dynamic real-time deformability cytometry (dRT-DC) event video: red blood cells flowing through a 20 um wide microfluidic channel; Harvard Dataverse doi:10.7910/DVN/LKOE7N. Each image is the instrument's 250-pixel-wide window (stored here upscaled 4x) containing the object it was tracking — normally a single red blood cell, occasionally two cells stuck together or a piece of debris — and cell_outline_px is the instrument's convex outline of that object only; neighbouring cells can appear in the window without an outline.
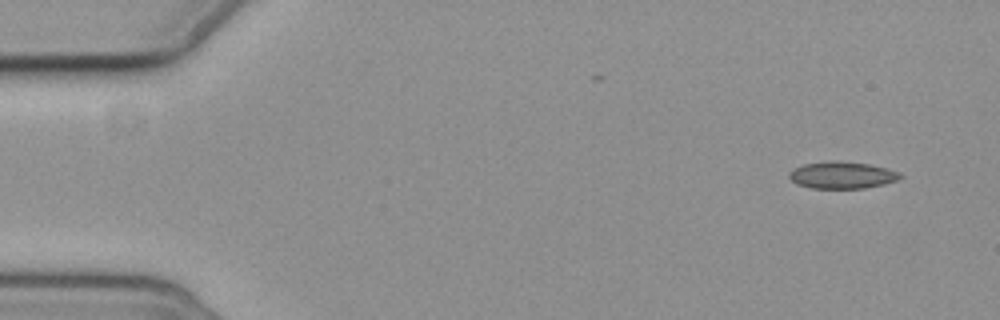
{"species": "common noctule bat (a hibernating species)", "species_latin": "Nyctalus noctula", "temperature_condition": "cold", "stored_images_in_passage": 8, "camera_frame_rate_fps": 3000, "um_per_image_px": 0.085, "animal": {"sex": "female", "body_mass_g": 19.3, "forearm_length_mm": 54.1}, "frame": {"image": 1, "passage_image": 1, "time_ms": 0.0, "image_size_px": [1000, 320], "cell_outline_px": [[904, 176], [896, 180], [884, 184], [864, 188], [812, 188], [796, 184], [788, 176], [788, 172], [792, 168], [804, 164], [832, 160], [836, 160], [868, 164], [900, 172]], "centroid_in_image_um": [71.54, 14.88], "position_along_channel_um": 13.5, "area_um2": 17.46}}
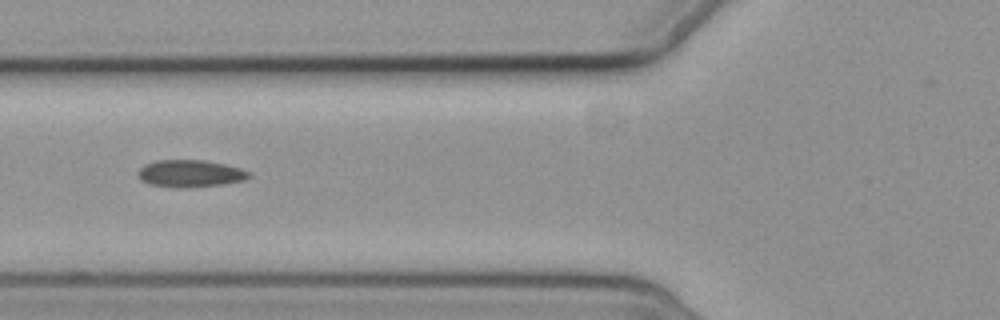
{"frame": {"image": 2, "passage_image": 6, "time_ms": 6.0, "image_size_px": [1000, 320], "cell_outline_px": [[252, 176], [244, 180], [224, 184], [184, 188], [180, 188], [148, 184], [140, 180], [136, 172], [144, 164], [156, 160], [204, 160], [224, 164], [240, 168], [252, 172]], "centroid_in_image_um": [16.16, 14.75], "position_along_channel_um": 109.6, "area_um2": 17.8}}
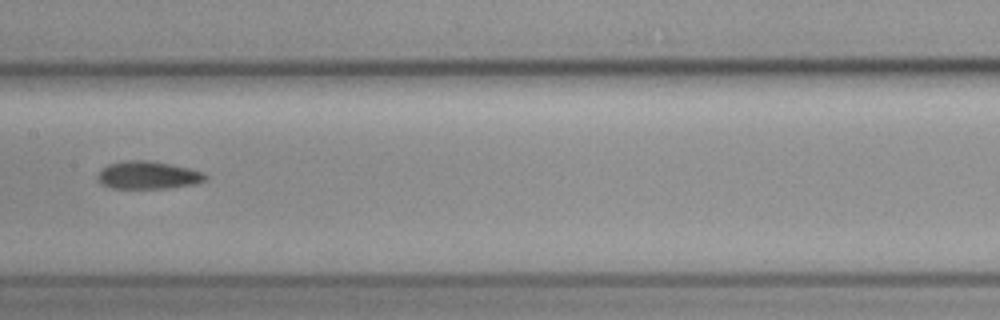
{"frame": {"image": 3, "passage_image": 8, "time_ms": 8.333, "image_size_px": [1000, 320], "cell_outline_px": [[208, 176], [204, 180], [192, 184], [168, 188], [112, 188], [100, 184], [96, 180], [96, 176], [100, 168], [108, 164], [124, 160], [148, 160], [172, 164], [204, 172]], "centroid_in_image_um": [12.5, 14.88], "position_along_channel_um": 194.9, "area_um2": 17.63}}